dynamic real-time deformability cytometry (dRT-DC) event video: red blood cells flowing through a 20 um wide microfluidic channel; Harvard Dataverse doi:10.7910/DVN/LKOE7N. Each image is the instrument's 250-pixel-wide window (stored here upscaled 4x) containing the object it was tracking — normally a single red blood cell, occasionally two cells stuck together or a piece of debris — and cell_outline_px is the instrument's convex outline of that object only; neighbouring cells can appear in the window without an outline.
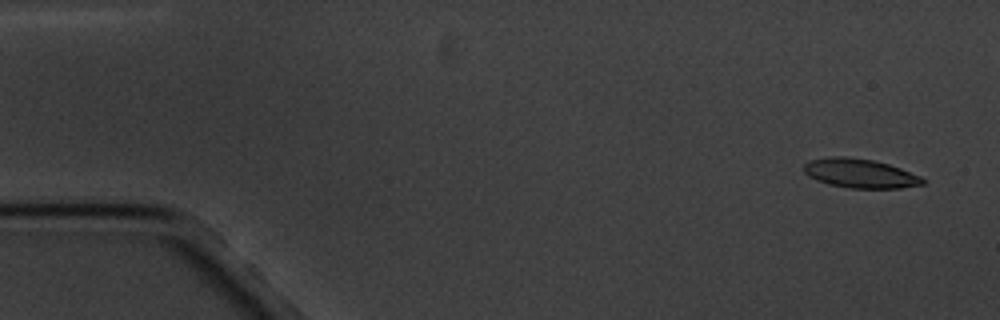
{"species": "common noctule bat (a hibernating species)", "species_latin": "Nyctalus noctula", "temperature_condition": "cold", "stored_images_in_passage": 4, "camera_frame_rate_fps": 3000, "um_per_image_px": 0.085, "animal": {"sex": "male", "body_mass_g": 20.1, "forearm_length_mm": 53.5}, "frame": {"image": 1, "passage_image": 1, "time_ms": 0.0, "image_size_px": [1000, 320], "cell_outline_px": [[928, 180], [924, 184], [900, 188], [848, 188], [828, 184], [816, 180], [808, 176], [804, 172], [804, 164], [808, 160], [832, 156], [844, 156], [872, 160], [888, 164], [900, 168], [920, 176]], "centroid_in_image_um": [73.09, 14.74], "position_along_channel_um": 11.9, "area_um2": 20.29}}
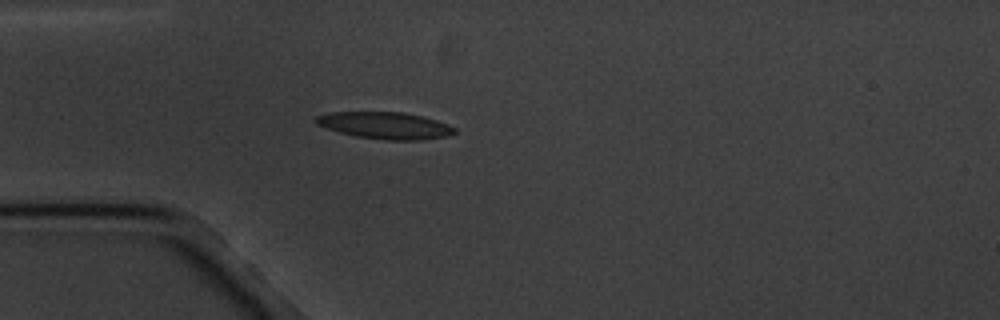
{"frame": {"image": 2, "passage_image": 4, "time_ms": 4.333, "image_size_px": [1000, 320], "cell_outline_px": [[456, 132], [448, 136], [420, 140], [384, 140], [356, 136], [324, 128], [316, 124], [312, 120], [316, 116], [328, 112], [404, 112], [436, 120], [448, 124], [456, 128]], "centroid_in_image_um": [32.7, 10.66], "position_along_channel_um": 52.3, "area_um2": 21.85}}